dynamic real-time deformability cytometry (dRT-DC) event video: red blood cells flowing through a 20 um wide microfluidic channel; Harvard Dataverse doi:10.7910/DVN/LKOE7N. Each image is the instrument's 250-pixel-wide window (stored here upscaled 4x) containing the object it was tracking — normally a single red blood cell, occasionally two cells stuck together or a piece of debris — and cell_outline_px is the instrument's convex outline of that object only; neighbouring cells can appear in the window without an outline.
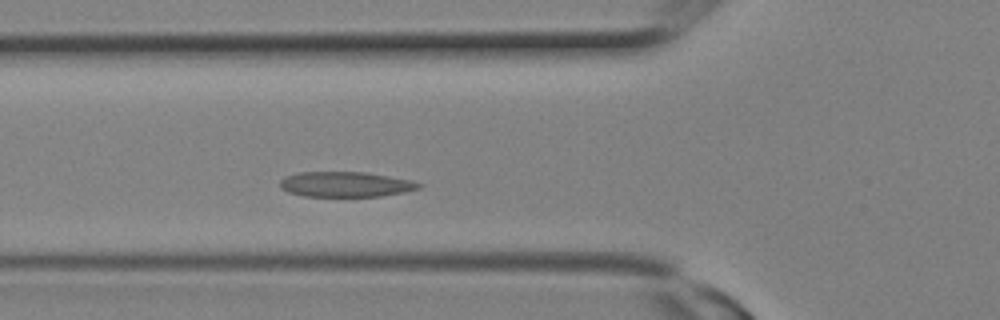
{"species": "Egyptian fruit bat (a non-hibernating species)", "species_latin": "Rousettus aegyptiacus", "temperature_condition": "room temperature", "stored_images_in_passage": 5, "camera_frame_rate_fps": 3000, "um_per_image_px": 0.085, "animal": {"sex": "female"}, "frame": {"image": 1, "passage_image": 5, "time_ms": 1.333, "image_size_px": [1000, 320], "cell_outline_px": [[424, 184], [420, 188], [404, 192], [380, 196], [304, 196], [288, 192], [280, 188], [280, 180], [284, 176], [300, 172], [364, 172], [412, 180]], "centroid_in_image_um": [29.37, 15.66], "position_along_channel_um": 96.4, "area_um2": 20.4}}